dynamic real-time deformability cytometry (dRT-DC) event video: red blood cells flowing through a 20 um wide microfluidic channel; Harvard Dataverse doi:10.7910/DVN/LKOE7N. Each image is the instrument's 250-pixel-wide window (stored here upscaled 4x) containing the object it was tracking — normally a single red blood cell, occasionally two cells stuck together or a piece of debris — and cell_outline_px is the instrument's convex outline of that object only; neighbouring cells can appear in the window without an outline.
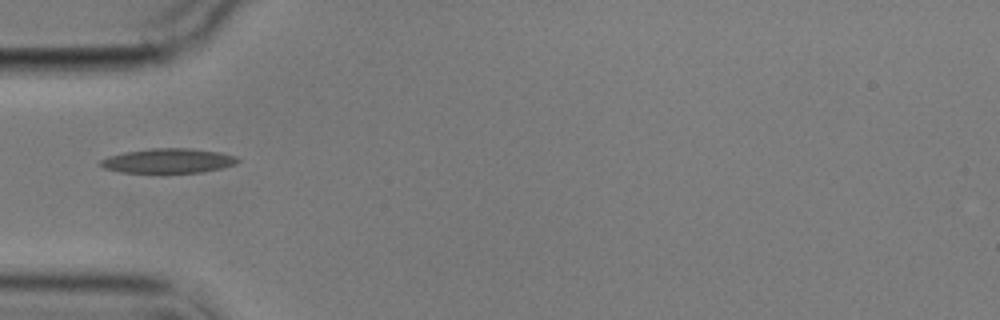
{"species": "common noctule bat (a hibernating species)", "species_latin": "Nyctalus noctula", "temperature_condition": "cold", "stored_images_in_passage": 3, "camera_frame_rate_fps": 3000, "um_per_image_px": 0.085, "animal": {"sex": "male", "body_mass_g": 17.9}, "frame": {"image": 1, "passage_image": 1, "time_ms": 0.0, "image_size_px": [1000, 320], "cell_outline_px": [[240, 160], [236, 164], [224, 168], [200, 172], [120, 172], [104, 168], [96, 164], [100, 160], [108, 156], [124, 152], [152, 148], [188, 148], [220, 152], [236, 156]], "centroid_in_image_um": [14.29, 13.66], "position_along_channel_um": 70.7, "area_um2": 19.71}}
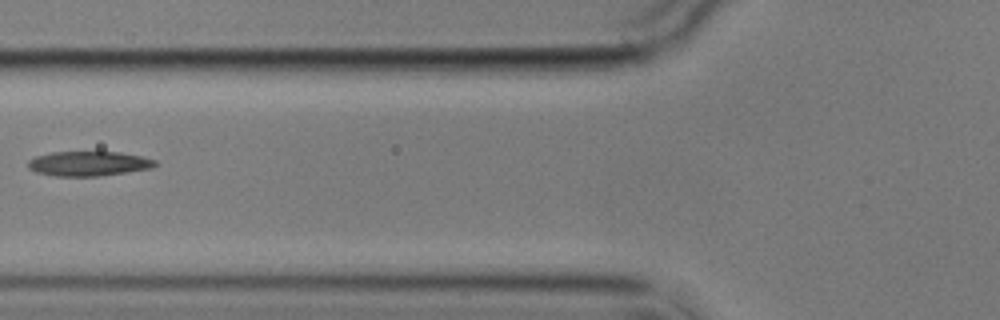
{"frame": {"image": 2, "passage_image": 2, "time_ms": 1.333, "image_size_px": [1000, 320], "cell_outline_px": [[160, 164], [152, 168], [100, 176], [56, 176], [36, 172], [28, 168], [28, 160], [36, 156], [52, 152], [120, 152], [140, 156], [156, 160]], "centroid_in_image_um": [7.55, 13.91], "position_along_channel_um": 118.2, "area_um2": 18.32}}
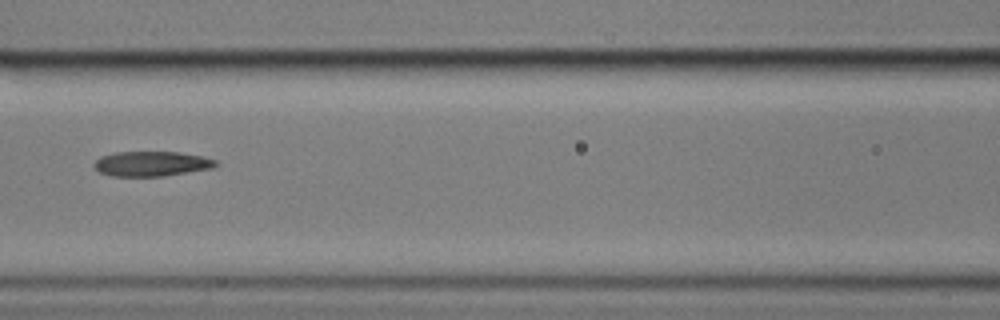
{"frame": {"image": 3, "passage_image": 3, "time_ms": 2.333, "image_size_px": [1000, 320], "cell_outline_px": [[220, 164], [212, 168], [164, 176], [112, 176], [100, 172], [92, 164], [100, 156], [116, 152], [180, 152], [204, 156], [216, 160]], "centroid_in_image_um": [12.91, 13.91], "position_along_channel_um": 153.7, "area_um2": 17.74}}